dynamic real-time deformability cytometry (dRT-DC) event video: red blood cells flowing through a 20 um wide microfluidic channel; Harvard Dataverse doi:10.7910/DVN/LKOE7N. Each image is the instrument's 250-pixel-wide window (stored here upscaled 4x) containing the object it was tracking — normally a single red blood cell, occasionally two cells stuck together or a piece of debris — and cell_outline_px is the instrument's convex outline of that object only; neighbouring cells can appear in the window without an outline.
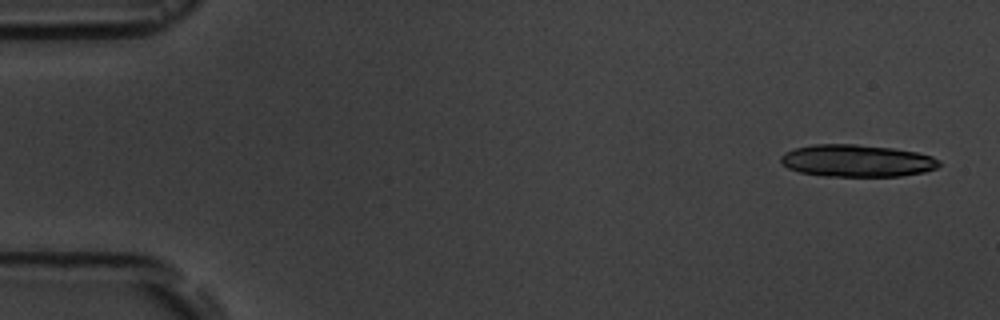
{"species": "common noctule bat (a hibernating species)", "species_latin": "Nyctalus noctula", "temperature_condition": "room temperature", "stored_images_in_passage": 3, "camera_frame_rate_fps": 3000, "um_per_image_px": 0.085, "animal": {"sex": "male", "body_mass_g": 19.5, "forearm_length_mm": 54.6}, "frame": {"image": 1, "passage_image": 1, "time_ms": 0.0, "image_size_px": [1000, 320], "cell_outline_px": [[940, 164], [936, 168], [924, 172], [900, 176], [824, 176], [800, 172], [788, 168], [780, 160], [780, 156], [784, 152], [796, 148], [812, 144], [856, 144], [892, 148], [916, 152], [932, 156], [940, 160]], "centroid_in_image_um": [72.83, 13.66], "position_along_channel_um": 12.2, "area_um2": 29.71}}